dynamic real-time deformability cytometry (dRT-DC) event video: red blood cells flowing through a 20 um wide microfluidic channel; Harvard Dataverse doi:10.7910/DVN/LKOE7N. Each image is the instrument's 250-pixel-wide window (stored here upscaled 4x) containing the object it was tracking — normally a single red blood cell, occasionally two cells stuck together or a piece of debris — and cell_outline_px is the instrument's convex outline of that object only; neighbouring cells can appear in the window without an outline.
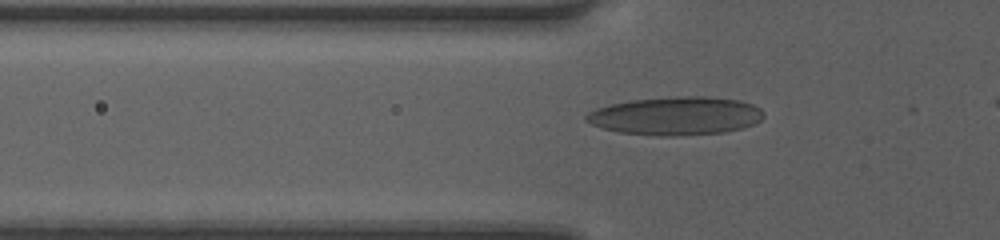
{"species": "human", "species_latin": "Homo sapiens", "temperature_condition": "room temperature", "stored_images_in_passage": 38, "camera_frame_rate_fps": 3000, "um_per_image_px": 0.085, "donor": {"sex": "female"}, "frame": {"image": 1, "passage_image": 10, "time_ms": 3.0, "image_size_px": [1000, 240], "cell_outline_px": [[764, 116], [760, 120], [752, 124], [740, 128], [724, 132], [668, 136], [656, 136], [620, 132], [604, 128], [592, 124], [584, 120], [584, 116], [588, 112], [596, 108], [608, 104], [632, 100], [676, 96], [708, 96], [740, 100], [752, 104], [760, 108], [764, 112]], "centroid_in_image_um": [57.43, 9.84], "position_along_channel_um": 68.4, "area_um2": 39.59}}
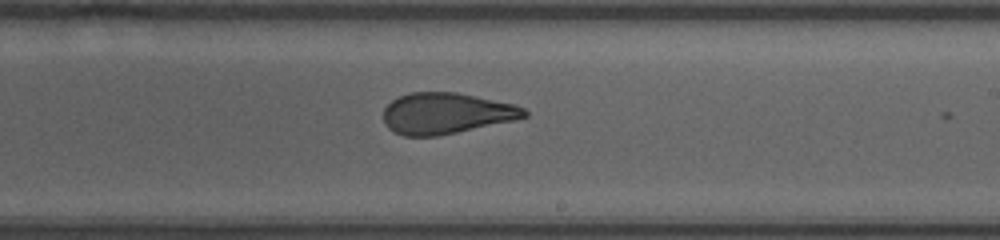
{"frame": {"image": 2, "passage_image": 23, "time_ms": 7.333, "image_size_px": [1000, 240], "cell_outline_px": [[528, 116], [512, 120], [456, 132], [436, 136], [404, 136], [388, 128], [384, 120], [384, 108], [392, 100], [400, 96], [412, 92], [456, 92], [476, 96], [512, 104], [524, 108], [528, 112]], "centroid_in_image_um": [37.89, 9.63], "position_along_channel_um": 251.1, "area_um2": 33.23}}
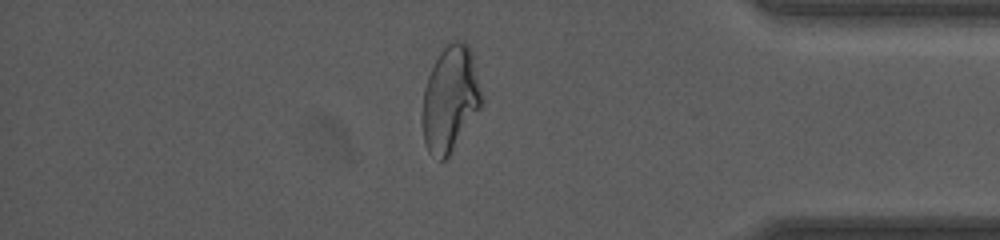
{"frame": {"image": 3, "passage_image": 35, "time_ms": 11.333, "image_size_px": [1000, 240], "cell_outline_px": [[484, 100], [480, 108], [448, 156], [444, 160], [440, 160], [428, 152], [424, 144], [420, 120], [420, 112], [424, 88], [428, 76], [440, 52], [448, 40], [460, 40], [468, 44], [472, 52], [484, 96]], "centroid_in_image_um": [38.25, 8.38], "position_along_channel_um": 397.0, "area_um2": 37.17}}